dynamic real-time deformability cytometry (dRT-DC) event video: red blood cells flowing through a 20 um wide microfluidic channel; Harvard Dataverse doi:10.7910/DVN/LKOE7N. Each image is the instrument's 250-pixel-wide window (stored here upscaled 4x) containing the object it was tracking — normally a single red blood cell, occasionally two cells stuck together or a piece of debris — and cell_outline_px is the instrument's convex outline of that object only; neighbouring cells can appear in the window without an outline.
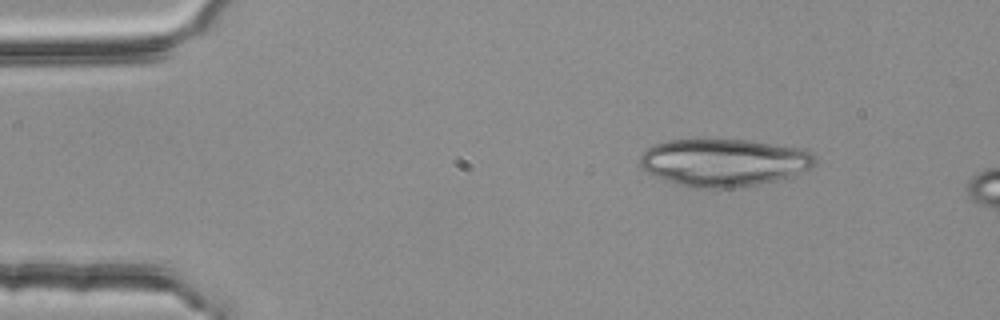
{"species": "common noctule bat (a hibernating species)", "species_latin": "Nyctalus noctula", "temperature_condition": "room temperature", "stored_images_in_passage": 3, "camera_frame_rate_fps": 3000, "um_per_image_px": 0.085, "animal": {"sex": "female", "body_mass_g": 25.1}, "frame": {"image": 1, "passage_image": 3, "time_ms": 0.667, "image_size_px": [1000, 320], "cell_outline_px": [[816, 164], [812, 168], [776, 180], [760, 184], [728, 188], [688, 188], [652, 176], [640, 168], [640, 156], [648, 148], [656, 144], [668, 140], [692, 136], [748, 140], [808, 148], [812, 152], [816, 160]], "centroid_in_image_um": [61.49, 13.77], "position_along_channel_um": 23.5, "area_um2": 50.11}}